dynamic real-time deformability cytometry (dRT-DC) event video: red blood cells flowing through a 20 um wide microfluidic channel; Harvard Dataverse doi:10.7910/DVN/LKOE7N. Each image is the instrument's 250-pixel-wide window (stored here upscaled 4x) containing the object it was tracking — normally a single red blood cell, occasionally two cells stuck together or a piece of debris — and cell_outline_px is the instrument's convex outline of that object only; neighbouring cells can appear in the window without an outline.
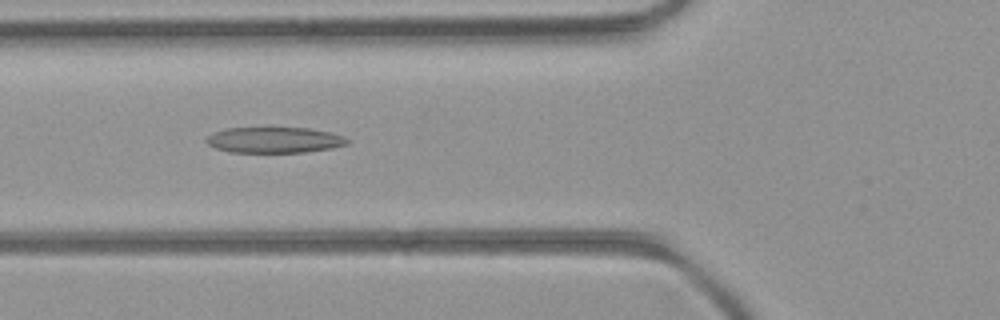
{"species": "common noctule bat (a hibernating species)", "species_latin": "Nyctalus noctula", "temperature_condition": "room temperature", "stored_images_in_passage": 46, "camera_frame_rate_fps": 3000, "um_per_image_px": 0.085, "animal": {"sex": "female", "body_mass_g": 21.9}, "frame": {"image": 1, "passage_image": 14, "time_ms": 4.333, "image_size_px": [1000, 320], "cell_outline_px": [[348, 144], [332, 148], [304, 152], [228, 152], [216, 148], [208, 144], [204, 140], [212, 132], [228, 128], [272, 124], [308, 128], [332, 132], [344, 136], [348, 140]], "centroid_in_image_um": [23.29, 11.84], "position_along_channel_um": 102.5, "area_um2": 22.37}}
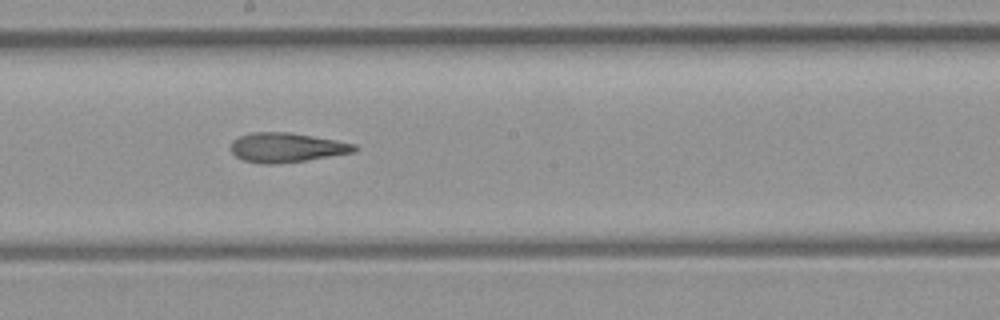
{"frame": {"image": 2, "passage_image": 23, "time_ms": 7.333, "image_size_px": [1000, 320], "cell_outline_px": [[360, 148], [356, 152], [304, 160], [276, 164], [260, 164], [244, 160], [236, 156], [232, 152], [232, 140], [240, 136], [252, 132], [288, 132], [336, 140], [356, 144]], "centroid_in_image_um": [24.38, 12.54], "position_along_channel_um": 223.8, "area_um2": 21.15}}
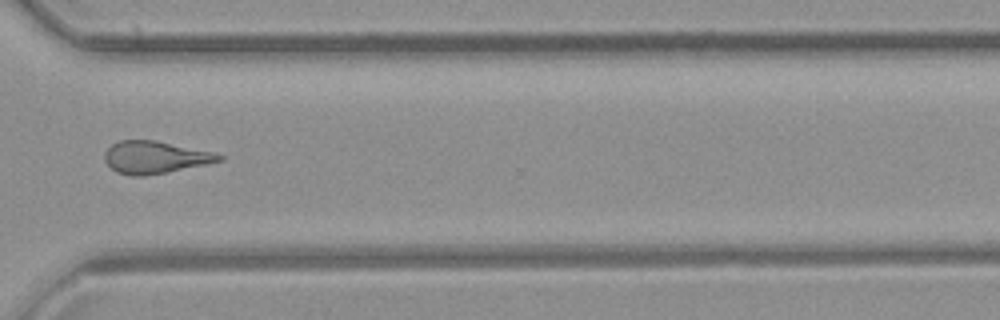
{"frame": {"image": 3, "passage_image": 33, "time_ms": 10.667, "image_size_px": [1000, 320], "cell_outline_px": [[224, 160], [144, 176], [132, 176], [116, 172], [104, 160], [104, 152], [112, 144], [120, 140], [156, 140], [216, 152], [224, 156]], "centroid_in_image_um": [13.18, 13.35], "position_along_channel_um": 357.4, "area_um2": 21.5}, "authors_computed_cell_mechanics": {"area_um2": 21.6461, "velocity_mm_per_s": 4.0147, "shape_relaxation_time_tau1_ms": null, "shape_relaxation_time_tau2_ms": 4.0374, "deformation_change_tau1": null, "deformation_change_tau2": 0.1571}}